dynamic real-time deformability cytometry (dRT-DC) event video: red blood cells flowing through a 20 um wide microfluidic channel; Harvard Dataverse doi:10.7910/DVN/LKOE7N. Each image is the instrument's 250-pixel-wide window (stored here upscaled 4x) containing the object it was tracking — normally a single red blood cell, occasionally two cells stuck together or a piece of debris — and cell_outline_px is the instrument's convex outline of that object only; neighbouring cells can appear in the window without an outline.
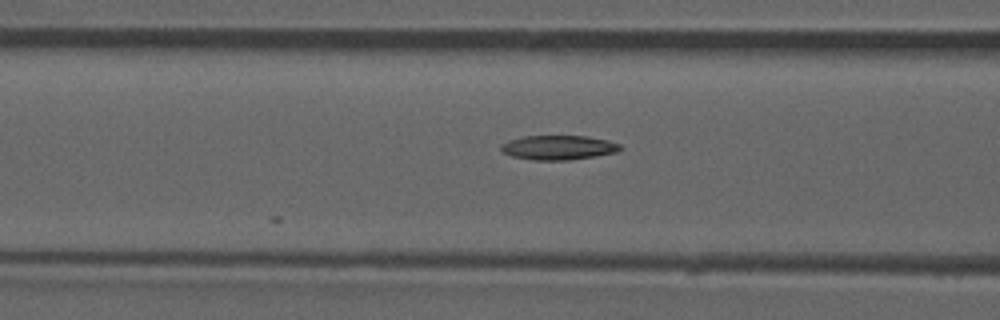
{"species": "common noctule bat (a hibernating species)", "species_latin": "Nyctalus noctula", "temperature_condition": "room temperature", "stored_images_in_passage": 21, "camera_frame_rate_fps": 3000, "um_per_image_px": 0.085, "animal": {"sex": "male", "forearm_length_mm": 52.5}, "frame": {"image": 1, "passage_image": 21, "time_ms": 6.667, "image_size_px": [1000, 320], "cell_outline_px": [[624, 148], [616, 152], [596, 156], [568, 160], [532, 160], [512, 156], [504, 152], [500, 148], [500, 144], [508, 140], [524, 136], [588, 136], [608, 140], [620, 144]], "centroid_in_image_um": [47.48, 12.54], "position_along_channel_um": 119.1, "area_um2": 17.05}}